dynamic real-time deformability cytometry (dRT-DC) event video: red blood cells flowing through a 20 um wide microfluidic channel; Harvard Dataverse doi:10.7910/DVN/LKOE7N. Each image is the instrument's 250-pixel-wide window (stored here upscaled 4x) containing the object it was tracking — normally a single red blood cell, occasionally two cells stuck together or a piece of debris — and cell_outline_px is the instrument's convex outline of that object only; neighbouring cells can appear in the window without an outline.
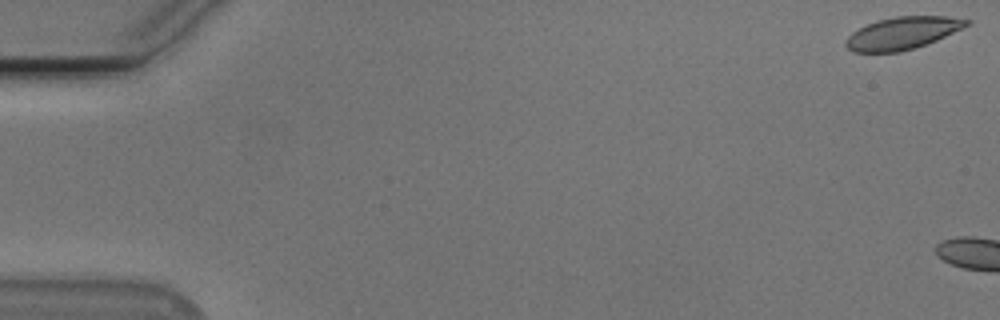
{"species": "Egyptian fruit bat (a non-hibernating species)", "species_latin": "Rousettus aegyptiacus", "temperature_condition": "cold", "stored_images_in_passage": 4, "camera_frame_rate_fps": 3000, "um_per_image_px": 0.085, "animal": {"sex": "male"}, "frame": {"image": 1, "passage_image": 1, "time_ms": 0.0, "image_size_px": [1000, 320], "cell_outline_px": [[972, 24], [936, 40], [900, 52], [852, 52], [844, 44], [844, 40], [852, 32], [876, 20], [896, 16], [948, 16], [972, 20]], "centroid_in_image_um": [76.72, 2.8], "position_along_channel_um": 8.3, "area_um2": 22.77}}